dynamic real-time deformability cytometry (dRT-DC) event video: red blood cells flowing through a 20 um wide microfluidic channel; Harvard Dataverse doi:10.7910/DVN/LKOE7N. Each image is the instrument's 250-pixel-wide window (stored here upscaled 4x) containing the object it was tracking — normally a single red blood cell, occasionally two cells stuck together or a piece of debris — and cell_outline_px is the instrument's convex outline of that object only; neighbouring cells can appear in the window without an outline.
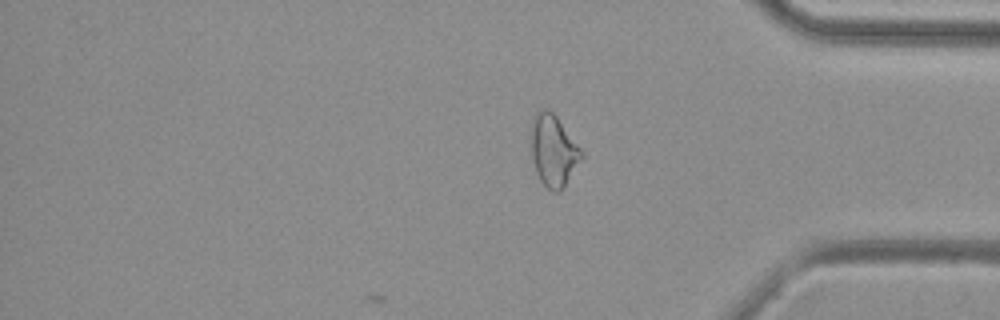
{"species": "common noctule bat (a hibernating species)", "species_latin": "Nyctalus noctula", "temperature_condition": "cold", "stored_images_in_passage": 35, "camera_frame_rate_fps": 3000, "um_per_image_px": 0.085, "animal": {"sex": "female", "body_mass_g": 29.2, "forearm_length_mm": 56.3}, "frame": {"image": 1, "passage_image": 35, "time_ms": 11.333, "image_size_px": [1000, 320], "cell_outline_px": [[584, 156], [564, 188], [560, 192], [552, 192], [540, 180], [536, 172], [532, 160], [532, 116], [536, 112], [544, 108], [548, 108], [556, 116], [584, 152]], "centroid_in_image_um": [47.06, 12.82], "position_along_channel_um": 388.1, "area_um2": 21.1}}